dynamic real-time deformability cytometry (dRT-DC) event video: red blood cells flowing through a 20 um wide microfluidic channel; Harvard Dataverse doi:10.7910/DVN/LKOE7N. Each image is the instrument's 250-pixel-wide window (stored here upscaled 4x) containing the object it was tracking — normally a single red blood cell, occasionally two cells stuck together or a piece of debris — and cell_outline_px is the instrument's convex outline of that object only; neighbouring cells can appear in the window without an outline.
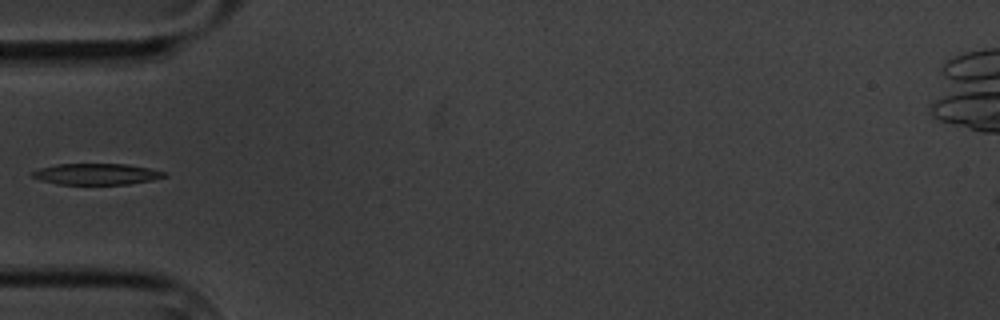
{"species": "common noctule bat (a hibernating species)", "species_latin": "Nyctalus noctula", "temperature_condition": "cold", "stored_images_in_passage": 5, "camera_frame_rate_fps": 3000, "um_per_image_px": 0.085, "animal": {"sex": "male", "body_mass_g": 20.1, "forearm_length_mm": 53.5}, "frame": {"image": 1, "passage_image": 5, "time_ms": 5.333, "image_size_px": [1000, 320], "cell_outline_px": [[168, 176], [152, 180], [128, 184], [56, 184], [40, 180], [32, 176], [32, 172], [40, 168], [56, 164], [128, 164], [148, 168], [164, 172]], "centroid_in_image_um": [8.2, 14.79], "position_along_channel_um": 76.8, "area_um2": 16.18}}